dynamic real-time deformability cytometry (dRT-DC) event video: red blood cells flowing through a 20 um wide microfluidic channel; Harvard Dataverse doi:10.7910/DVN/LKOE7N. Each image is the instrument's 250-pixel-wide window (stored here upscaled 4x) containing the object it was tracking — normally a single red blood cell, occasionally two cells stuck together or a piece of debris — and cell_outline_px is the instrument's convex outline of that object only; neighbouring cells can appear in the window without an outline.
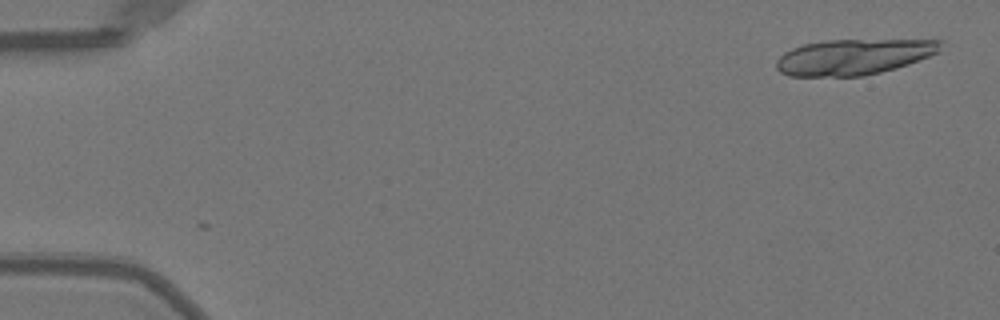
{"species": "Egyptian fruit bat (a non-hibernating species)", "species_latin": "Rousettus aegyptiacus", "temperature_condition": "warm", "stored_images_in_passage": 18, "camera_frame_rate_fps": 3000, "um_per_image_px": 0.085, "animal": {"sex": "female"}, "frame": {"image": 1, "passage_image": 2, "time_ms": 0.333, "image_size_px": [1000, 320], "cell_outline_px": [[944, 40], [940, 52], [908, 64], [896, 68], [864, 76], [788, 76], [780, 72], [776, 68], [776, 60], [784, 52], [792, 48], [804, 44], [828, 40]], "centroid_in_image_um": [72.56, 4.83], "position_along_channel_um": 12.4, "area_um2": 34.22}}